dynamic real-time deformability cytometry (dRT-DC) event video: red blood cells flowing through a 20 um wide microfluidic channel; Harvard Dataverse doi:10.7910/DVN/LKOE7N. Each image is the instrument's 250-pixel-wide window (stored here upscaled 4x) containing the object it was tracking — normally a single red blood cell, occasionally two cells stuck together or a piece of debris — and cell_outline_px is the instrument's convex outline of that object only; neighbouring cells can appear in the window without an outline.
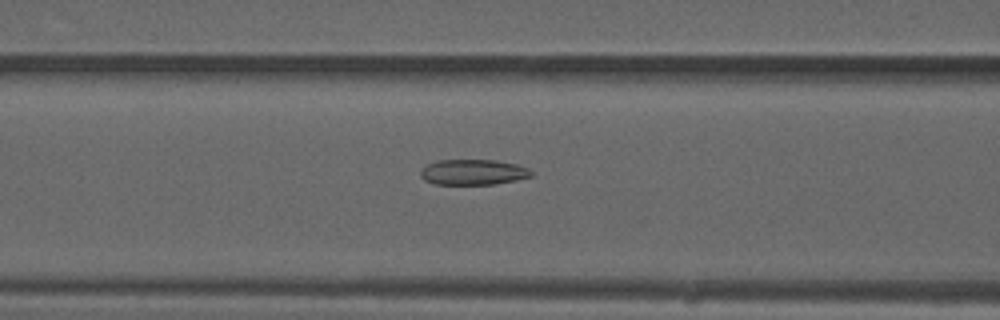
{"species": "common noctule bat (a hibernating species)", "species_latin": "Nyctalus noctula", "temperature_condition": "warm", "stored_images_in_passage": 44, "camera_frame_rate_fps": 3000, "um_per_image_px": 0.085, "animal": {"sex": "male", "forearm_length_mm": 52.5}, "frame": {"image": 1, "passage_image": 14, "time_ms": 4.333, "image_size_px": [1000, 320], "cell_outline_px": [[532, 176], [516, 180], [492, 184], [432, 184], [424, 180], [420, 176], [420, 172], [428, 164], [436, 160], [496, 160], [516, 164], [528, 168], [532, 172]], "centroid_in_image_um": [40.2, 14.63], "position_along_channel_um": 126.4, "area_um2": 16.42}}
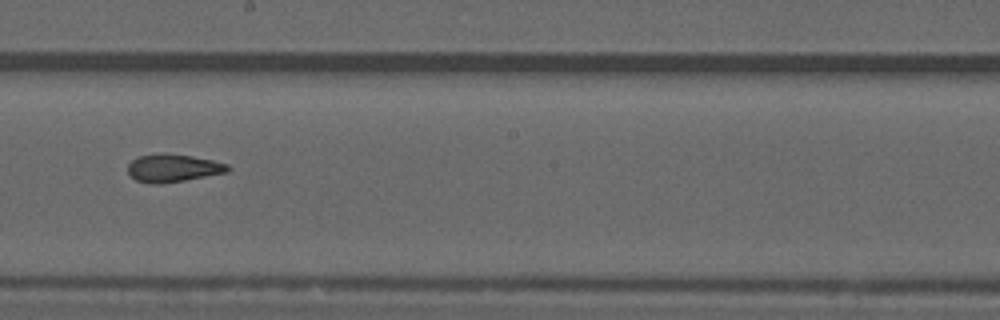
{"frame": {"image": 2, "passage_image": 22, "time_ms": 7.0, "image_size_px": [1000, 320], "cell_outline_px": [[232, 168], [228, 172], [184, 180], [156, 184], [152, 184], [136, 180], [128, 172], [128, 164], [132, 160], [140, 156], [192, 156], [212, 160], [228, 164]], "centroid_in_image_um": [14.76, 14.32], "position_along_channel_um": 233.4, "area_um2": 15.43}}
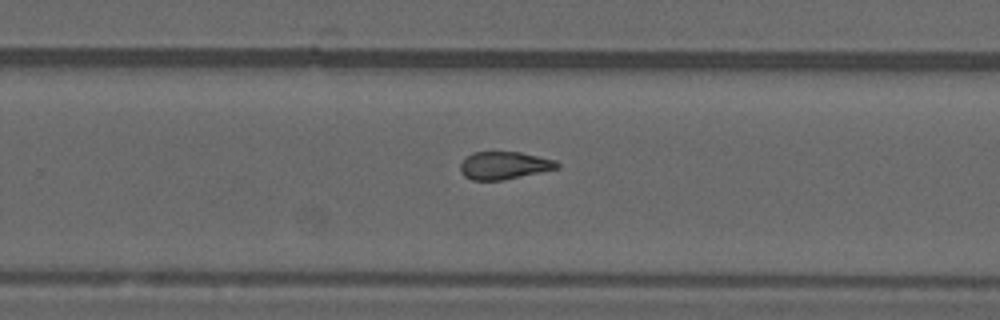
{"frame": {"image": 3, "passage_image": 26, "time_ms": 8.333, "image_size_px": [1000, 320], "cell_outline_px": [[560, 168], [504, 180], [472, 180], [464, 176], [460, 172], [460, 164], [472, 152], [520, 152], [556, 160], [560, 164]], "centroid_in_image_um": [42.87, 14.07], "position_along_channel_um": 286.9, "area_um2": 15.66}, "authors_computed_cell_mechanics": {"area_um2": 16.3863, "velocity_mm_per_s": 4.0277, "shape_relaxation_time_tau1_ms": null, "shape_relaxation_time_tau2_ms": 1.552, "deformation_change_tau1": null, "deformation_change_tau2": 0.0823}}